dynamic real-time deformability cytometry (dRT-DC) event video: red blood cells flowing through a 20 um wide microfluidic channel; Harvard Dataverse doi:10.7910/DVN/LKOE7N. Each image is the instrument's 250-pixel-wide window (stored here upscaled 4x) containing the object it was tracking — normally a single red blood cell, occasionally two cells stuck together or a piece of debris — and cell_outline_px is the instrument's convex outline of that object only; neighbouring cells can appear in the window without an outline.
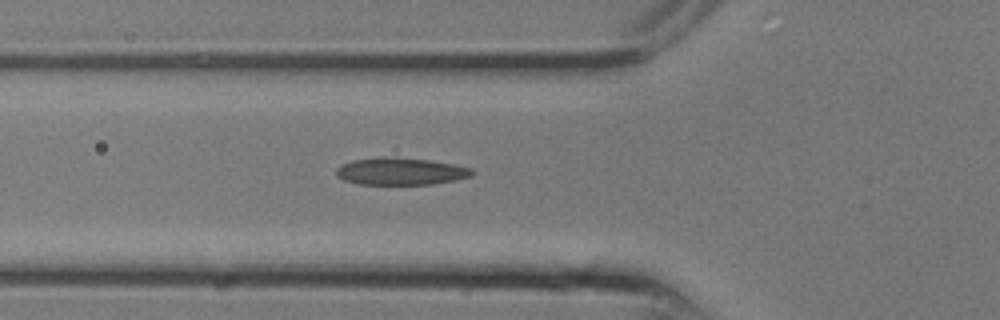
{"species": "common noctule bat (a hibernating species)", "species_latin": "Nyctalus noctula", "temperature_condition": "room temperature", "stored_images_in_passage": 9, "camera_frame_rate_fps": 3000, "um_per_image_px": 0.085, "animal": {"sex": "male", "body_mass_g": 13.3}, "frame": {"image": 1, "passage_image": 9, "time_ms": 2.667, "image_size_px": [1000, 320], "cell_outline_px": [[476, 172], [472, 176], [456, 180], [432, 184], [356, 184], [344, 180], [336, 176], [336, 168], [340, 164], [352, 160], [376, 156], [392, 156], [428, 160], [452, 164], [472, 168]], "centroid_in_image_um": [34.02, 14.55], "position_along_channel_um": 91.8, "area_um2": 21.91}}